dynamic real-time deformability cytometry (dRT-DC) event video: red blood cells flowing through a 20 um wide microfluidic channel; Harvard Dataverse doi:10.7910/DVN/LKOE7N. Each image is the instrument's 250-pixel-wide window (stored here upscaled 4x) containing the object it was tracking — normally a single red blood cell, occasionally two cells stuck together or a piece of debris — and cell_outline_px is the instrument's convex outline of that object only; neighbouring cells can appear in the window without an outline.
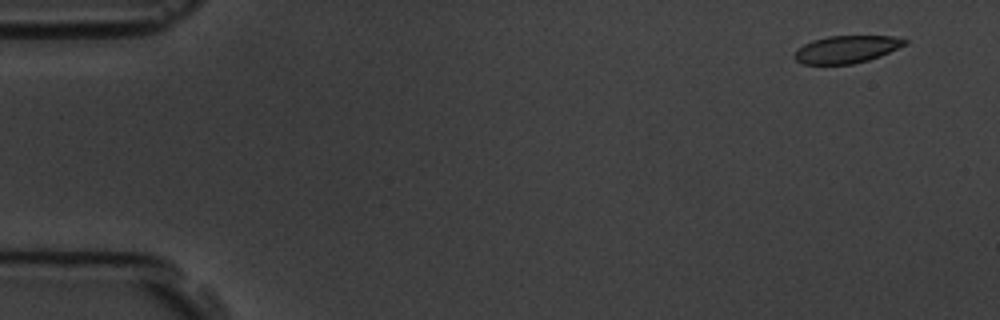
{"species": "common noctule bat (a hibernating species)", "species_latin": "Nyctalus noctula", "temperature_condition": "room temperature", "stored_images_in_passage": 4, "camera_frame_rate_fps": 3000, "um_per_image_px": 0.085, "animal": {"sex": "male", "body_mass_g": 19.5, "forearm_length_mm": 54.6}, "frame": {"image": 1, "passage_image": 1, "time_ms": 0.0, "image_size_px": [1000, 320], "cell_outline_px": [[908, 44], [880, 56], [868, 60], [852, 64], [804, 64], [796, 60], [792, 56], [804, 44], [812, 40], [828, 36], [892, 36], [908, 40]], "centroid_in_image_um": [71.98, 4.19], "position_along_channel_um": 13.0, "area_um2": 17.57}}
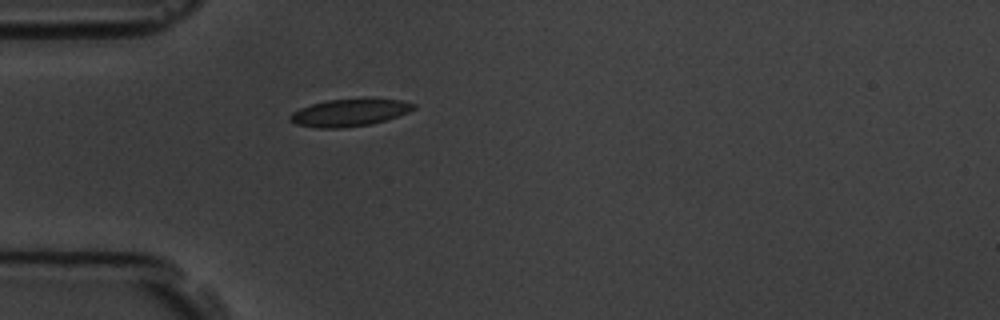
{"frame": {"image": 2, "passage_image": 4, "time_ms": 4.333, "image_size_px": [1000, 320], "cell_outline_px": [[416, 108], [408, 112], [372, 124], [340, 128], [316, 128], [296, 124], [288, 120], [288, 116], [292, 112], [300, 108], [312, 104], [328, 100], [368, 96], [400, 100], [416, 104]], "centroid_in_image_um": [29.71, 9.54], "position_along_channel_um": 55.3, "area_um2": 20.23}}